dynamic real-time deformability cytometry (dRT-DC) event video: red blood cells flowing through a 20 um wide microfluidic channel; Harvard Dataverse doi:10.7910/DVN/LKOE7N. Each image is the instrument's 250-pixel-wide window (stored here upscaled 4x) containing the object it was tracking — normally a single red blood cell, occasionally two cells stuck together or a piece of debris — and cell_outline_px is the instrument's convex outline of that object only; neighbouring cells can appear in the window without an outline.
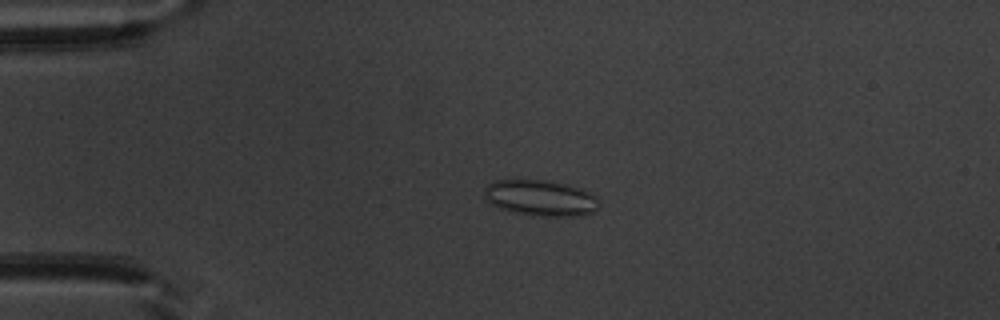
{"species": "common noctule bat (a hibernating species)", "species_latin": "Nyctalus noctula", "temperature_condition": "warm", "stored_images_in_passage": 52, "camera_frame_rate_fps": 3000, "um_per_image_px": 0.085, "animal": {"sex": "male", "body_mass_g": 20.1, "forearm_length_mm": 53.5}, "frame": {"image": 1, "passage_image": 13, "time_ms": 4.0, "image_size_px": [1000, 320], "cell_outline_px": [[600, 204], [592, 212], [580, 216], [532, 216], [512, 212], [488, 204], [484, 196], [484, 188], [488, 184], [496, 180], [544, 180], [584, 188], [596, 196]], "centroid_in_image_um": [45.93, 16.84], "position_along_channel_um": 39.1, "area_um2": 24.33}}
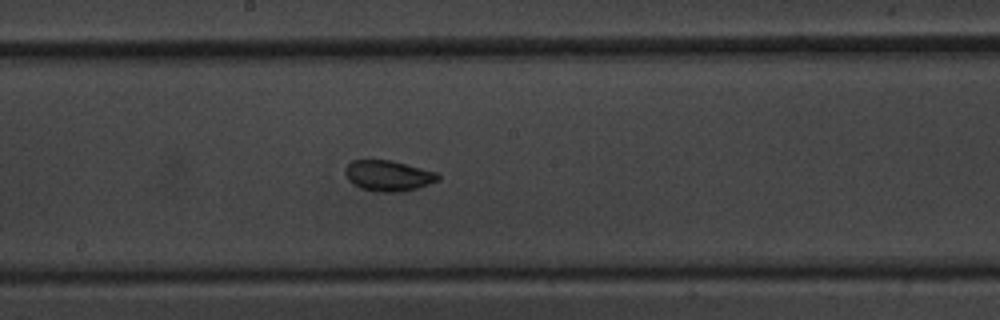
{"frame": {"image": 2, "passage_image": 29, "time_ms": 9.333, "image_size_px": [1000, 320], "cell_outline_px": [[440, 180], [416, 188], [400, 192], [380, 192], [360, 188], [352, 184], [348, 180], [344, 172], [348, 164], [352, 160], [392, 160], [436, 172], [440, 176]], "centroid_in_image_um": [32.99, 14.93], "position_along_channel_um": 215.2, "area_um2": 16.59}}
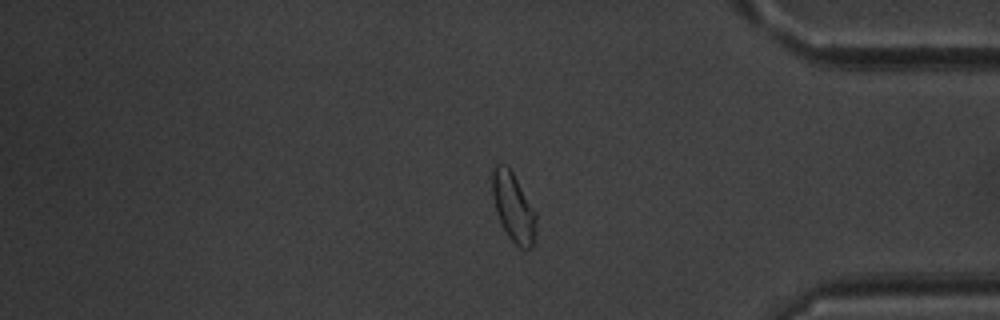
{"frame": {"image": 3, "passage_image": 44, "time_ms": 14.333, "image_size_px": [1000, 320], "cell_outline_px": [[536, 220], [532, 248], [520, 248], [508, 236], [496, 212], [492, 196], [492, 168], [496, 164], [504, 164], [512, 172], [536, 212]], "centroid_in_image_um": [43.62, 17.6], "position_along_channel_um": 391.6, "area_um2": 17.28}, "authors_computed_cell_mechanics": {"area_um2": 18.0914, "velocity_mm_per_s": 3.936, "shape_relaxation_time_tau1_ms": 3.737, "shape_relaxation_time_tau2_ms": 0.9478, "deformation_change_tau1": 0.0793, "deformation_change_tau2": 0.0466}}